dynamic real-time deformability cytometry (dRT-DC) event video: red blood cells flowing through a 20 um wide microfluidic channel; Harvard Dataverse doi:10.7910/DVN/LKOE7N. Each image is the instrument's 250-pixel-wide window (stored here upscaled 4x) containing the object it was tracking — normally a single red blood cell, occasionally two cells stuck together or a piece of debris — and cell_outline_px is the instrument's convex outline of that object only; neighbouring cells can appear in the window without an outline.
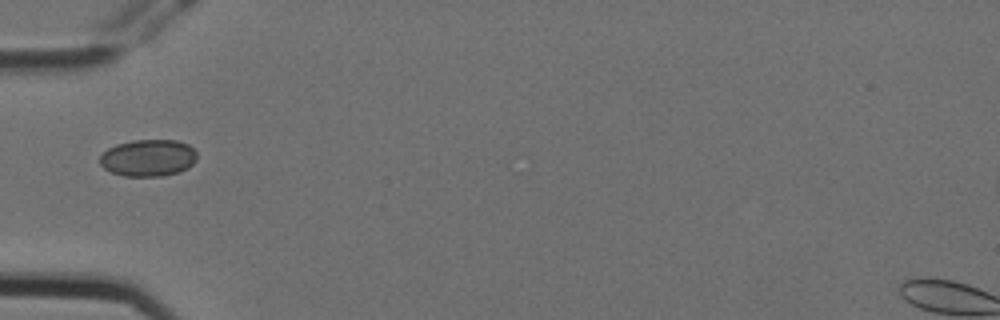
{"species": "Egyptian fruit bat (a non-hibernating species)", "species_latin": "Rousettus aegyptiacus", "temperature_condition": "cold", "stored_images_in_passage": 5, "camera_frame_rate_fps": 3000, "um_per_image_px": 0.085, "animal": {"sex": "female"}, "frame": {"image": 1, "passage_image": 4, "time_ms": 1.0, "image_size_px": [1000, 320], "cell_outline_px": [[196, 160], [188, 168], [180, 172], [160, 176], [124, 176], [112, 172], [104, 168], [100, 164], [100, 156], [108, 148], [116, 144], [132, 140], [176, 140], [188, 144], [196, 152]], "centroid_in_image_um": [12.6, 13.42], "position_along_channel_um": 72.4, "area_um2": 20.92}}
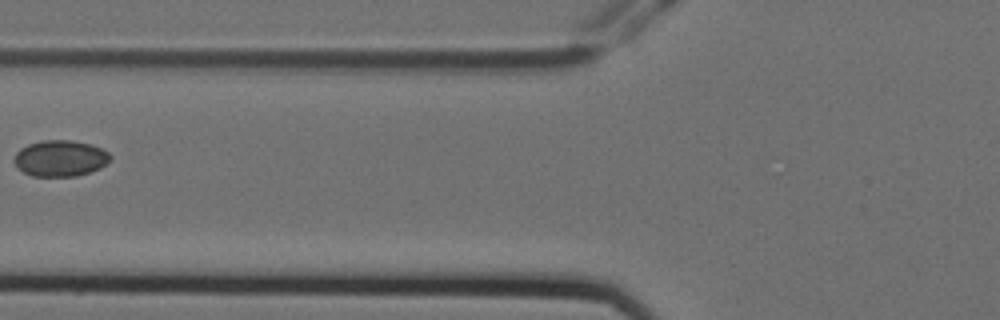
{"frame": {"image": 2, "passage_image": 5, "time_ms": 1.333, "image_size_px": [1000, 320], "cell_outline_px": [[112, 160], [108, 164], [100, 168], [76, 176], [32, 176], [24, 172], [12, 160], [16, 152], [20, 148], [28, 144], [44, 140], [72, 140], [88, 144], [100, 148], [108, 152], [112, 156]], "centroid_in_image_um": [5.14, 13.45], "position_along_channel_um": 120.7, "area_um2": 20.29}}